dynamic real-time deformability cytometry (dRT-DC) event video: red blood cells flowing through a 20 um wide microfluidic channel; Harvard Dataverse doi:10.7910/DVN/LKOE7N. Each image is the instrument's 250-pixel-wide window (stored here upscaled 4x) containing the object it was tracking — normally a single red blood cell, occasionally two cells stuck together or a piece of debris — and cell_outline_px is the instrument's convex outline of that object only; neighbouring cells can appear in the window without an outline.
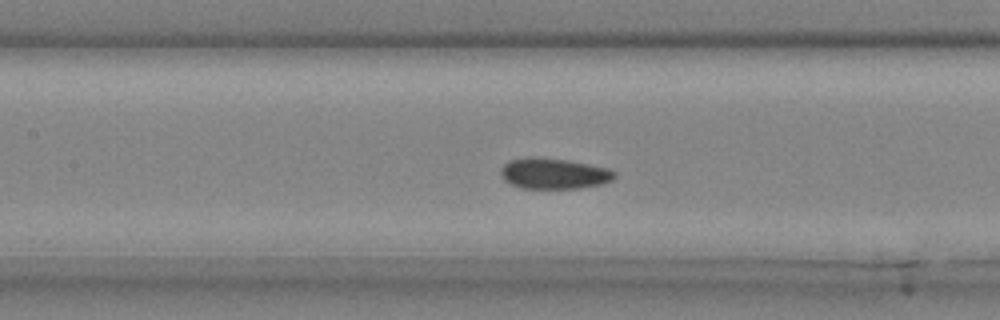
{"species": "common noctule bat (a hibernating species)", "species_latin": "Nyctalus noctula", "temperature_condition": "cold", "stored_images_in_passage": 33, "camera_frame_rate_fps": 3000, "um_per_image_px": 0.085, "animal": {"sex": "male", "body_mass_g": 20.4}, "frame": {"image": 1, "passage_image": 11, "time_ms": 3.333, "image_size_px": [1000, 320], "cell_outline_px": [[616, 176], [612, 180], [604, 184], [580, 188], [520, 188], [504, 180], [500, 176], [500, 172], [504, 164], [508, 160], [528, 156], [532, 156], [568, 160], [608, 168], [616, 172]], "centroid_in_image_um": [47.07, 14.74], "position_along_channel_um": 160.3, "area_um2": 20.63}}
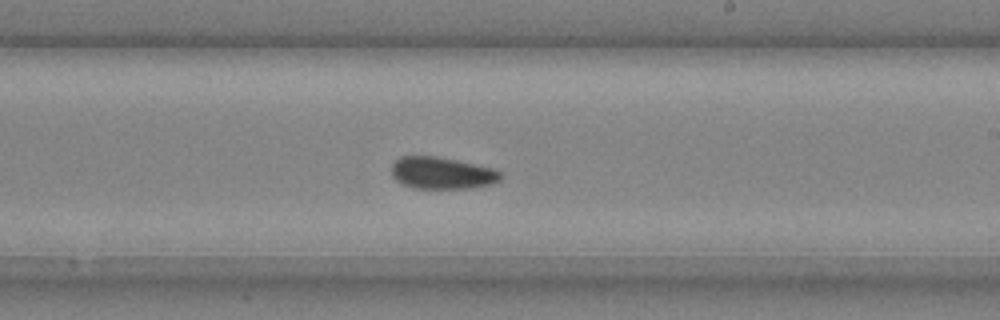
{"frame": {"image": 2, "passage_image": 17, "time_ms": 5.333, "image_size_px": [1000, 320], "cell_outline_px": [[500, 180], [492, 184], [472, 188], [412, 188], [396, 180], [392, 176], [392, 164], [400, 156], [436, 156], [456, 160], [492, 168], [500, 172]], "centroid_in_image_um": [37.54, 14.71], "position_along_channel_um": 251.5, "area_um2": 20.17}}
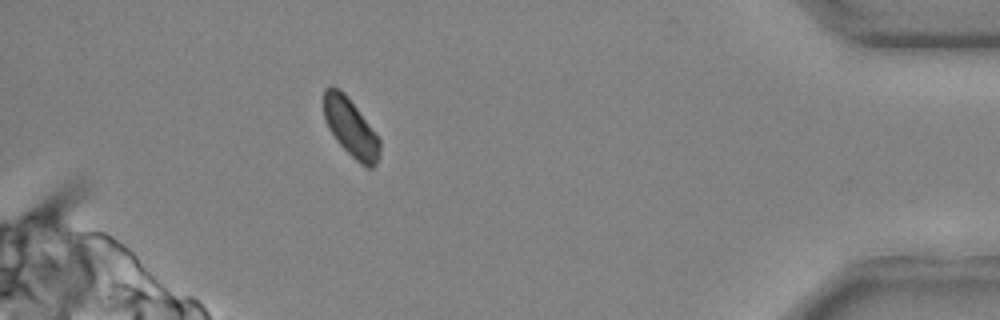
{"frame": {"image": 3, "passage_image": 30, "time_ms": 9.667, "image_size_px": [1000, 320], "cell_outline_px": [[380, 156], [376, 164], [372, 168], [368, 168], [360, 164], [336, 140], [328, 128], [324, 116], [324, 88], [332, 84], [340, 88], [348, 96], [380, 140]], "centroid_in_image_um": [29.79, 10.82], "position_along_channel_um": 405.4, "area_um2": 18.96}}